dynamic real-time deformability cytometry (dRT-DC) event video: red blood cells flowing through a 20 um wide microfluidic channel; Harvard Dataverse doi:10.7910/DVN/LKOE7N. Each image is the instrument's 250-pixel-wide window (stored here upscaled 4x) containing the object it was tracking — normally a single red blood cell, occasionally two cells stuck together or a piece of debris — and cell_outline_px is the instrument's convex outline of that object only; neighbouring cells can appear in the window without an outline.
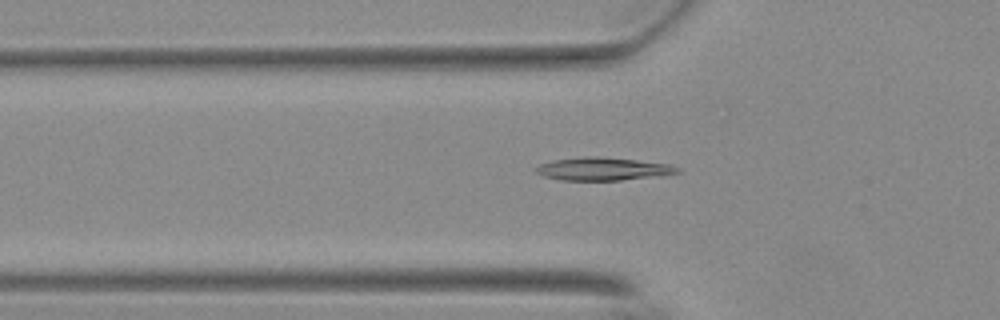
{"species": "Egyptian fruit bat (a non-hibernating species)", "species_latin": "Rousettus aegyptiacus", "temperature_condition": "warm", "stored_images_in_passage": 54, "camera_frame_rate_fps": 3000, "um_per_image_px": 0.085, "animal": {"sex": "female"}, "frame": {"image": 1, "passage_image": 19, "time_ms": 6.0, "image_size_px": [1000, 320], "cell_outline_px": [[680, 172], [620, 180], [560, 180], [544, 176], [536, 172], [536, 168], [540, 164], [552, 160], [584, 156], [600, 156], [636, 160], [668, 164], [680, 168]], "centroid_in_image_um": [51.18, 14.34], "position_along_channel_um": 74.6, "area_um2": 18.61}}
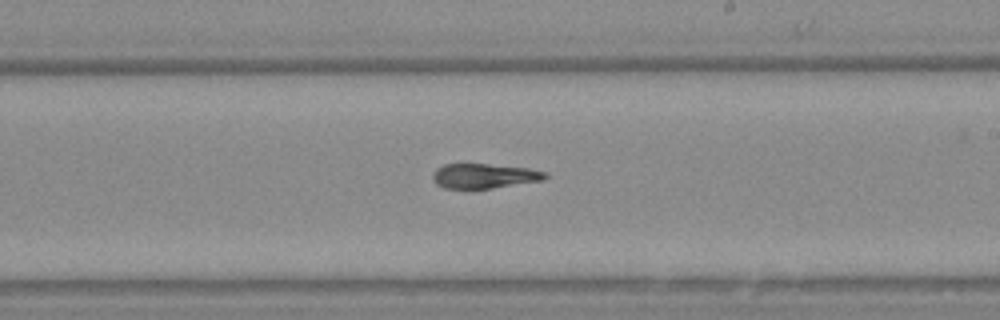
{"frame": {"image": 2, "passage_image": 33, "time_ms": 10.667, "image_size_px": [1000, 320], "cell_outline_px": [[548, 176], [544, 180], [492, 188], [444, 188], [436, 184], [432, 180], [432, 172], [436, 168], [444, 164], [488, 164], [528, 168], [544, 172]], "centroid_in_image_um": [41.11, 14.95], "position_along_channel_um": 247.9, "area_um2": 16.18}}
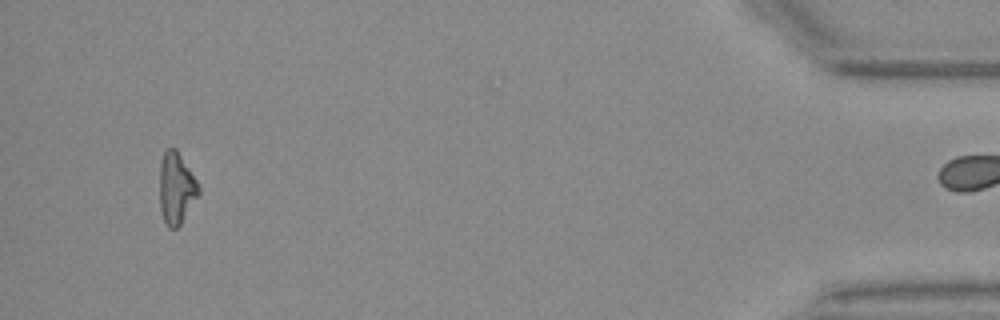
{"frame": {"image": 3, "passage_image": 53, "time_ms": 17.333, "image_size_px": [1000, 320], "cell_outline_px": [[200, 192], [180, 224], [176, 228], [168, 228], [164, 220], [160, 208], [160, 164], [164, 152], [168, 148], [176, 148], [196, 180], [200, 188]], "centroid_in_image_um": [14.97, 15.99], "position_along_channel_um": 420.2, "area_um2": 15.95}, "authors_computed_cell_mechanics": {"area_um2": 17.34, "velocity_mm_per_s": 3.7135, "shape_relaxation_time_tau1_ms": 6.1001, "shape_relaxation_time_tau2_ms": 6.9439, "deformation_change_tau1": 0.2024, "deformation_change_tau2": 0.1531}}